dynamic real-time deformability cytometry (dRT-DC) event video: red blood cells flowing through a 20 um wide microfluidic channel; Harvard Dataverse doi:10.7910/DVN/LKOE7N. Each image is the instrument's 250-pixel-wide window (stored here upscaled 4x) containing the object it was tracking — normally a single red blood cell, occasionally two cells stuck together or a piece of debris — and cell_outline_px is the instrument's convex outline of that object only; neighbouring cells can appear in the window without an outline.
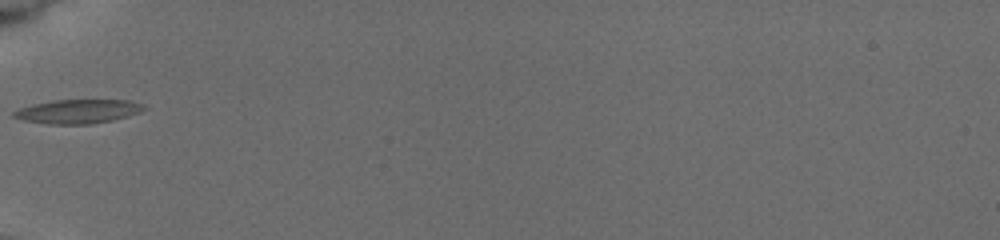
{"species": "common noctule bat (a hibernating species)", "species_latin": "Nyctalus noctula", "temperature_condition": "cold", "stored_images_in_passage": 3, "camera_frame_rate_fps": 3000, "um_per_image_px": 0.085, "animal": {"sex": "female", "body_mass_g": 19.5, "forearm_length_mm": 54.1}, "frame": {"image": 1, "passage_image": 1, "time_ms": 0.0, "image_size_px": [1000, 240], "cell_outline_px": [[148, 108], [140, 112], [128, 116], [112, 120], [92, 124], [48, 124], [24, 120], [12, 116], [12, 112], [20, 108], [32, 104], [52, 100], [128, 100], [144, 104]], "centroid_in_image_um": [6.65, 9.46], "position_along_channel_um": 78.4, "area_um2": 18.26}}
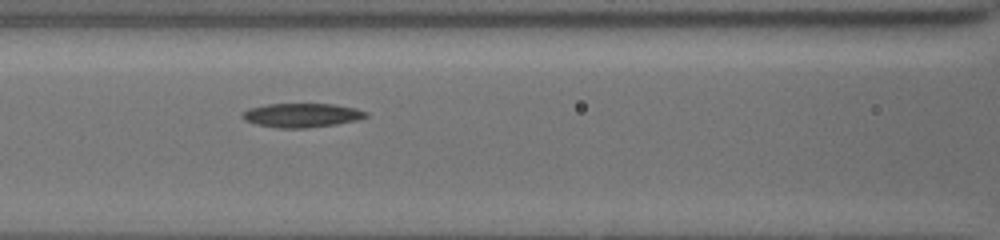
{"frame": {"image": 2, "passage_image": 3, "time_ms": 1.667, "image_size_px": [1000, 240], "cell_outline_px": [[368, 116], [356, 120], [336, 124], [304, 128], [276, 128], [256, 124], [244, 120], [240, 116], [248, 108], [268, 104], [332, 104], [356, 108], [368, 112]], "centroid_in_image_um": [25.63, 9.79], "position_along_channel_um": 141.0, "area_um2": 17.28}}